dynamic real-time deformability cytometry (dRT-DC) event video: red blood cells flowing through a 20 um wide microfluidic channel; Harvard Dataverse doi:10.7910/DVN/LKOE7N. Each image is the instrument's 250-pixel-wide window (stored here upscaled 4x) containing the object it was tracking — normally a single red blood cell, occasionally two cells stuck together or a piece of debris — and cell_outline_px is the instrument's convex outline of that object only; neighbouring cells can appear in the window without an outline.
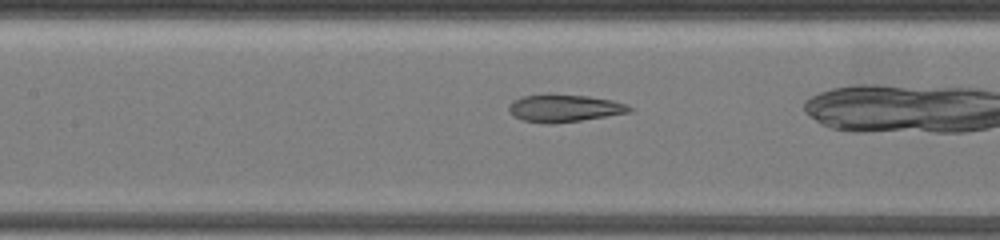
{"species": "common noctule bat (a hibernating species)", "species_latin": "Nyctalus noctula", "temperature_condition": "warm", "stored_images_in_passage": 35, "camera_frame_rate_fps": 3000, "um_per_image_px": 0.085, "animal": {"sex": "female", "body_mass_g": 19.5, "forearm_length_mm": 54.1}, "frame": {"image": 1, "passage_image": 15, "time_ms": 2.333, "image_size_px": [1000, 240], "cell_outline_px": [[632, 112], [580, 120], [552, 124], [544, 124], [524, 120], [512, 116], [508, 112], [508, 104], [512, 100], [520, 96], [544, 92], [548, 92], [588, 96], [612, 100], [628, 104], [632, 108]], "centroid_in_image_um": [47.89, 9.16], "position_along_channel_um": 159.5, "area_um2": 20.0}}
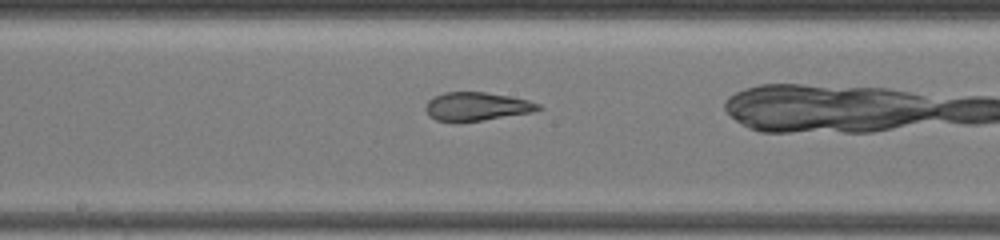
{"frame": {"image": 2, "passage_image": 24, "time_ms": 3.667, "image_size_px": [1000, 240], "cell_outline_px": [[544, 108], [532, 112], [480, 120], [436, 120], [428, 116], [424, 108], [428, 100], [432, 96], [444, 92], [484, 92], [508, 96], [528, 100], [540, 104]], "centroid_in_image_um": [40.5, 9.02], "position_along_channel_um": 207.7, "area_um2": 18.38}}